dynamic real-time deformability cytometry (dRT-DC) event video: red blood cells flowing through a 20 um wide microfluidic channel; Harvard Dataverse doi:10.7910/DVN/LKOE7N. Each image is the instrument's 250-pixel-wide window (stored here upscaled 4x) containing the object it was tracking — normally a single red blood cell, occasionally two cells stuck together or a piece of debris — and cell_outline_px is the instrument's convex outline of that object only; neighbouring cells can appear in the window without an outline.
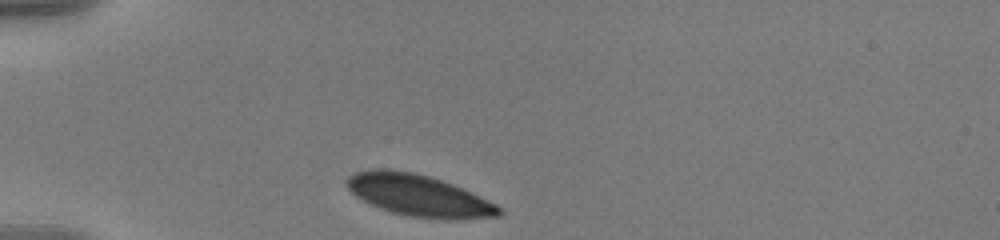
{"species": "human", "species_latin": "Homo sapiens", "temperature_condition": "warm", "stored_images_in_passage": 37, "camera_frame_rate_fps": 3000, "um_per_image_px": 0.085, "donor": {"sex": "male"}, "frame": {"image": 1, "passage_image": 1, "time_ms": 0.0, "image_size_px": [1000, 240], "cell_outline_px": [[504, 212], [500, 216], [464, 220], [448, 220], [408, 216], [392, 212], [380, 208], [356, 196], [344, 184], [344, 180], [348, 176], [356, 172], [376, 168], [384, 168], [412, 172], [428, 176], [452, 184], [496, 204]], "centroid_in_image_um": [35.59, 16.63], "position_along_channel_um": 49.4, "area_um2": 36.88}}
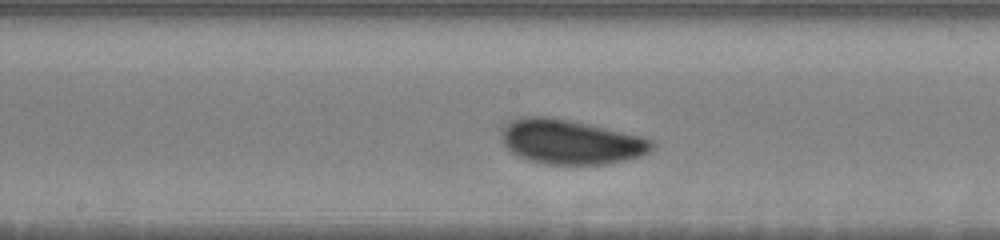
{"frame": {"image": 2, "passage_image": 16, "time_ms": 5.0, "image_size_px": [1000, 240], "cell_outline_px": [[656, 144], [648, 152], [640, 156], [608, 164], [544, 164], [528, 160], [516, 156], [504, 144], [500, 136], [504, 128], [512, 120], [524, 116], [544, 116], [568, 120], [608, 128], [640, 136], [652, 140]], "centroid_in_image_um": [48.5, 12.06], "position_along_channel_um": 199.7, "area_um2": 38.9}}
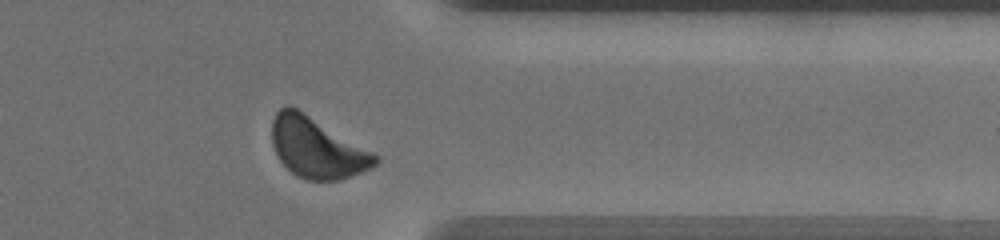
{"frame": {"image": 3, "passage_image": 32, "time_ms": 10.333, "image_size_px": [1000, 240], "cell_outline_px": [[380, 160], [372, 168], [340, 180], [304, 180], [296, 176], [280, 160], [272, 144], [272, 120], [276, 112], [280, 108], [288, 104], [296, 108], [380, 156]], "centroid_in_image_um": [26.94, 12.58], "position_along_channel_um": 384.5, "area_um2": 36.13}, "authors_computed_cell_mechanics": {"area_um2": 37.3966, "velocity_mm_per_s": 3.5383, "shape_relaxation_time_tau1_ms": 3.0932, "shape_relaxation_time_tau2_ms": null, "deformation_change_tau1": 0.0839, "deformation_change_tau2": null}}